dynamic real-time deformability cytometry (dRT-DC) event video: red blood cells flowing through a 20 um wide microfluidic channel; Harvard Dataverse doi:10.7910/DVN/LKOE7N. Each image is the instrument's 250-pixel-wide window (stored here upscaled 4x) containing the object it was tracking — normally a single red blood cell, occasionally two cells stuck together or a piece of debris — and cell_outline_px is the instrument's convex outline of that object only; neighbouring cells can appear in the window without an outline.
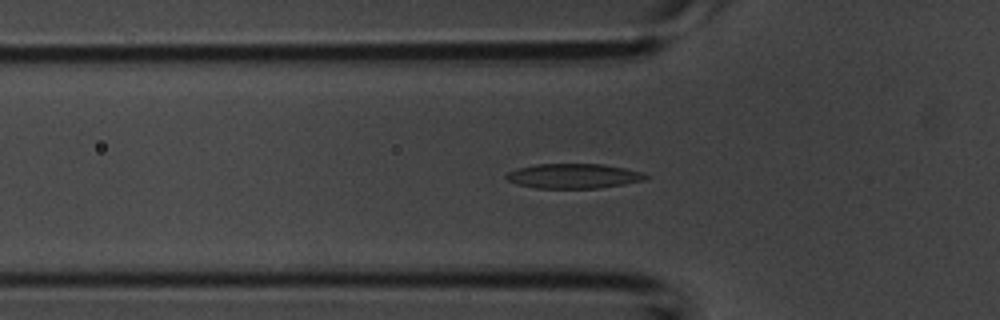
{"species": "common noctule bat (a hibernating species)", "species_latin": "Nyctalus noctula", "temperature_condition": "room temperature", "stored_images_in_passage": 50, "camera_frame_rate_fps": 3000, "um_per_image_px": 0.085, "animal": {"sex": "male", "body_mass_g": 20.1, "forearm_length_mm": 53.5}, "frame": {"image": 1, "passage_image": 16, "time_ms": 5.0, "image_size_px": [1000, 320], "cell_outline_px": [[648, 180], [600, 188], [536, 188], [520, 184], [508, 180], [504, 176], [508, 172], [516, 168], [536, 164], [604, 164], [644, 172], [648, 176]], "centroid_in_image_um": [48.8, 14.96], "position_along_channel_um": 77.0, "area_um2": 20.17}}
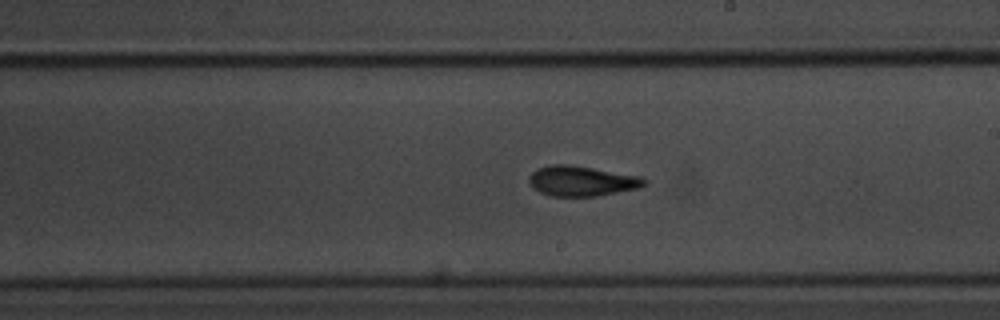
{"frame": {"image": 2, "passage_image": 29, "time_ms": 9.333, "image_size_px": [1000, 320], "cell_outline_px": [[648, 180], [640, 188], [596, 196], [552, 196], [540, 192], [532, 188], [528, 180], [528, 176], [536, 168], [552, 164], [568, 164], [640, 176]], "centroid_in_image_um": [49.41, 15.38], "position_along_channel_um": 239.6, "area_um2": 20.29}}
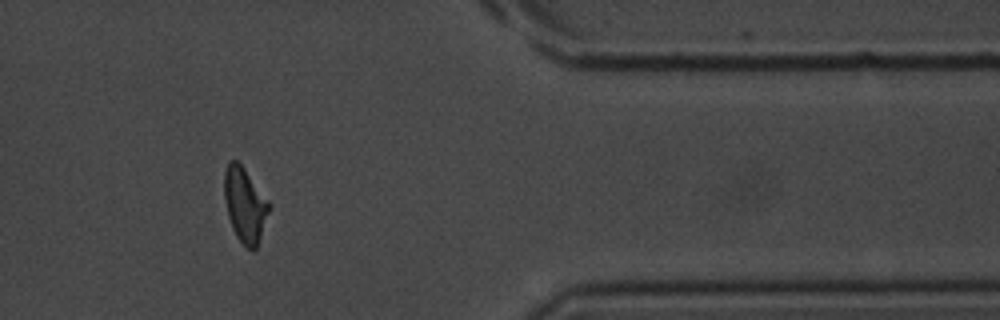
{"frame": {"image": 3, "passage_image": 43, "time_ms": 14.0, "image_size_px": [1000, 320], "cell_outline_px": [[268, 212], [256, 248], [252, 252], [236, 236], [232, 228], [228, 216], [224, 196], [224, 172], [228, 160], [236, 160], [244, 168], [268, 200]], "centroid_in_image_um": [20.78, 17.38], "position_along_channel_um": 390.6, "area_um2": 19.02}}